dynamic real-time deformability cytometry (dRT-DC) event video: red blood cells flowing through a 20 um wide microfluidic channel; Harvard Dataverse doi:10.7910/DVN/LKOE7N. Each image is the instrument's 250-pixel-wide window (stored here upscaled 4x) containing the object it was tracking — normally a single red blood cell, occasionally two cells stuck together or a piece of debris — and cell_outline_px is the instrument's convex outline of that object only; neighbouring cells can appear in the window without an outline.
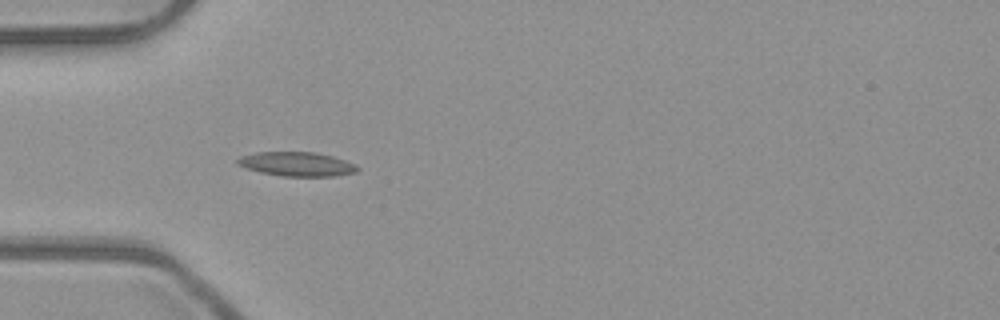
{"species": "common noctule bat (a hibernating species)", "species_latin": "Nyctalus noctula", "temperature_condition": "room temperature", "stored_images_in_passage": 13, "camera_frame_rate_fps": 3000, "um_per_image_px": 0.085, "animal": {"sex": "male", "body_mass_g": 23.1, "forearm_length_mm": 52.7}, "frame": {"image": 1, "passage_image": 4, "time_ms": 1.0, "image_size_px": [1000, 320], "cell_outline_px": [[360, 168], [356, 172], [336, 176], [284, 176], [260, 172], [236, 164], [236, 160], [240, 156], [256, 152], [316, 152], [332, 156], [356, 164]], "centroid_in_image_um": [25.24, 13.94], "position_along_channel_um": 59.8, "area_um2": 16.88}}
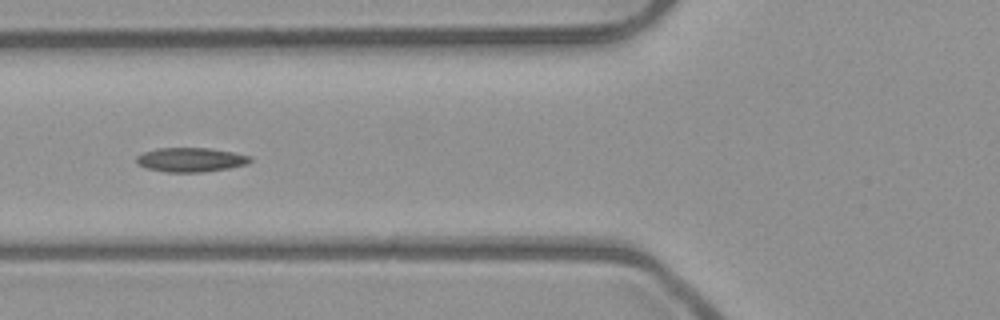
{"frame": {"image": 2, "passage_image": 8, "time_ms": 2.333, "image_size_px": [1000, 320], "cell_outline_px": [[252, 160], [248, 164], [228, 168], [204, 172], [168, 172], [144, 168], [136, 164], [136, 156], [144, 152], [156, 148], [208, 148], [232, 152], [252, 156]], "centroid_in_image_um": [16.19, 13.58], "position_along_channel_um": 109.6, "area_um2": 16.18}}
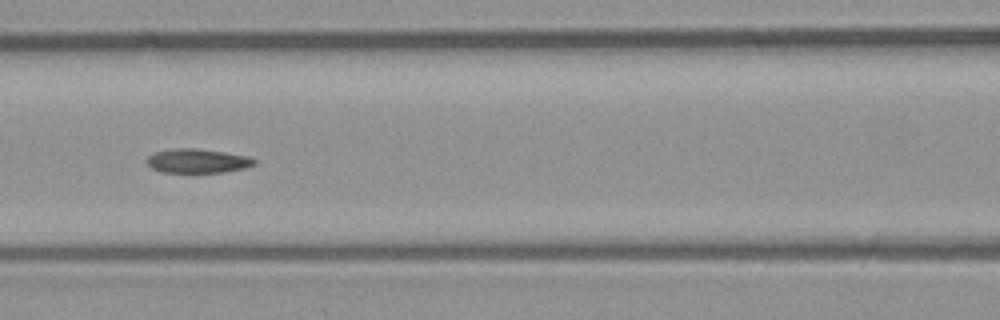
{"frame": {"image": 3, "passage_image": 11, "time_ms": 3.333, "image_size_px": [1000, 320], "cell_outline_px": [[256, 164], [244, 168], [224, 172], [160, 172], [152, 168], [144, 160], [148, 156], [156, 152], [172, 148], [196, 148], [224, 152], [248, 156], [256, 160]], "centroid_in_image_um": [16.77, 13.67], "position_along_channel_um": 149.8, "area_um2": 15.14}}